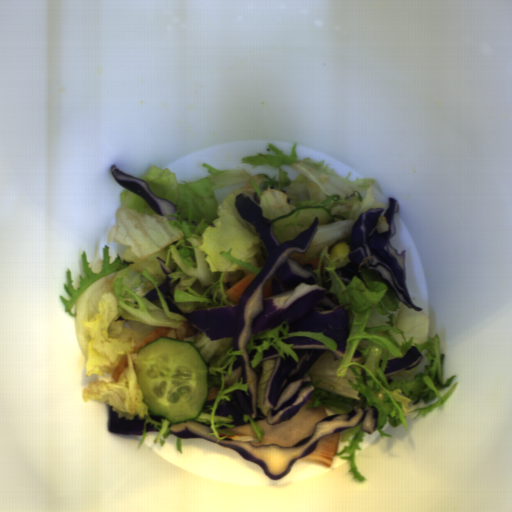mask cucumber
<instances>
[{"label":"cucumber","instance_id":"obj_2","mask_svg":"<svg viewBox=\"0 0 512 512\" xmlns=\"http://www.w3.org/2000/svg\"><path fill=\"white\" fill-rule=\"evenodd\" d=\"M316 217L319 224L334 223L332 214L321 206L295 208L286 215L272 219L273 232L279 243L293 241L303 231L309 229Z\"/></svg>","mask_w":512,"mask_h":512},{"label":"cucumber","instance_id":"obj_1","mask_svg":"<svg viewBox=\"0 0 512 512\" xmlns=\"http://www.w3.org/2000/svg\"><path fill=\"white\" fill-rule=\"evenodd\" d=\"M133 366L148 413L172 424L201 415L208 401L209 371L193 344L160 336L139 348Z\"/></svg>","mask_w":512,"mask_h":512}]
</instances>
